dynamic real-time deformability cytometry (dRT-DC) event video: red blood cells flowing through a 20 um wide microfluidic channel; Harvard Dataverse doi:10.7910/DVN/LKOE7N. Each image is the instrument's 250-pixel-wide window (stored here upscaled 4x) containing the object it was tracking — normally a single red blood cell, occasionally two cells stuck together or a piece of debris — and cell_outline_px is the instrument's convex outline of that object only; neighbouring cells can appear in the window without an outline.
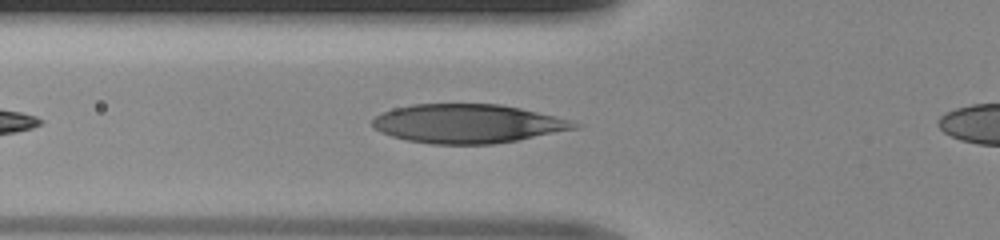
{"species": "human", "species_latin": "Homo sapiens", "temperature_condition": "room temperature", "stored_images_in_passage": 31, "camera_frame_rate_fps": 3000, "um_per_image_px": 0.085, "donor": {"sex": "male"}, "frame": {"image": 1, "passage_image": 5, "time_ms": 1.333, "image_size_px": [1000, 240], "cell_outline_px": [[576, 128], [516, 140], [492, 144], [436, 144], [408, 140], [392, 136], [376, 128], [372, 124], [372, 120], [376, 116], [384, 112], [396, 108], [416, 104], [496, 104], [520, 108], [552, 116], [564, 120], [572, 124]], "centroid_in_image_um": [39.65, 10.51], "position_along_channel_um": 86.1, "area_um2": 44.39}}
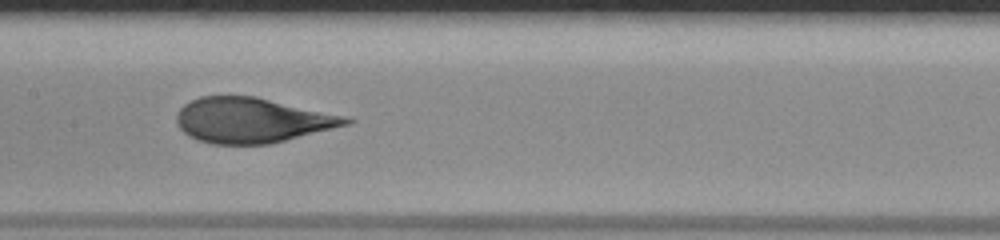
{"frame": {"image": 2, "passage_image": 12, "time_ms": 3.667, "image_size_px": [1000, 240], "cell_outline_px": [[356, 120], [348, 124], [268, 144], [212, 144], [188, 136], [180, 128], [176, 120], [176, 116], [180, 108], [184, 104], [200, 96], [252, 96], [340, 116]], "centroid_in_image_um": [21.3, 10.23], "position_along_channel_um": 186.1, "area_um2": 43.29}}
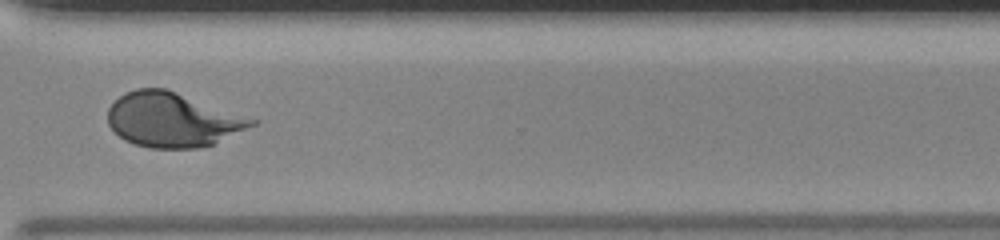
{"frame": {"image": 3, "passage_image": 24, "time_ms": 7.667, "image_size_px": [1000, 240], "cell_outline_px": [[256, 124], [212, 144], [196, 148], [152, 148], [136, 144], [124, 140], [108, 124], [108, 108], [120, 96], [136, 88], [164, 88], [256, 120]], "centroid_in_image_um": [14.61, 10.19], "position_along_channel_um": 356.0, "area_um2": 44.56}}